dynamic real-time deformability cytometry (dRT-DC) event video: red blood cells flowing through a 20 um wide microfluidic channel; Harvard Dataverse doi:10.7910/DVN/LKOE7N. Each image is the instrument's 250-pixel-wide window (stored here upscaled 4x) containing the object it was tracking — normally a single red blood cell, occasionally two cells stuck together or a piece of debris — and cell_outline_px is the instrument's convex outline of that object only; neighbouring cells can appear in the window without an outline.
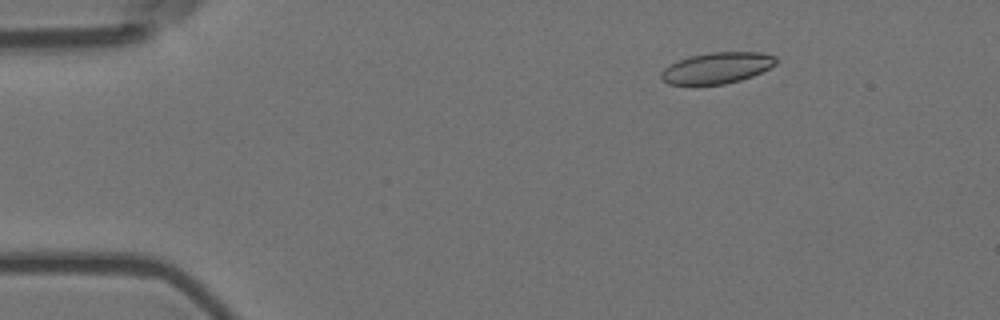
{"species": "Egyptian fruit bat (a non-hibernating species)", "species_latin": "Rousettus aegyptiacus", "temperature_condition": "room temperature", "stored_images_in_passage": 50, "camera_frame_rate_fps": 3000, "um_per_image_px": 0.085, "animal": {"sex": "female"}, "frame": {"image": 1, "passage_image": 1, "time_ms": 0.0, "image_size_px": [1000, 320], "cell_outline_px": [[776, 64], [752, 76], [740, 80], [724, 84], [668, 84], [660, 80], [660, 72], [664, 68], [680, 60], [692, 56], [712, 52], [760, 52], [776, 56]], "centroid_in_image_um": [60.93, 5.78], "position_along_channel_um": 24.1, "area_um2": 20.58}}
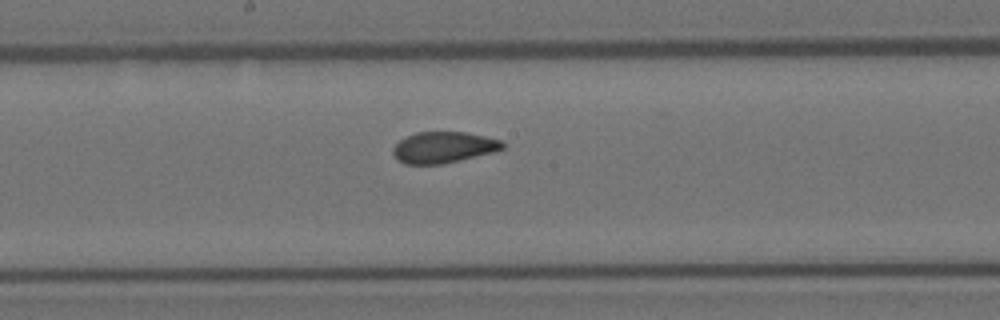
{"frame": {"image": 2, "passage_image": 23, "time_ms": 7.333, "image_size_px": [1000, 320], "cell_outline_px": [[504, 148], [496, 152], [460, 160], [440, 164], [404, 164], [392, 152], [392, 148], [400, 140], [416, 132], [464, 132], [504, 140]], "centroid_in_image_um": [37.74, 12.52], "position_along_channel_um": 210.5, "area_um2": 19.88}}
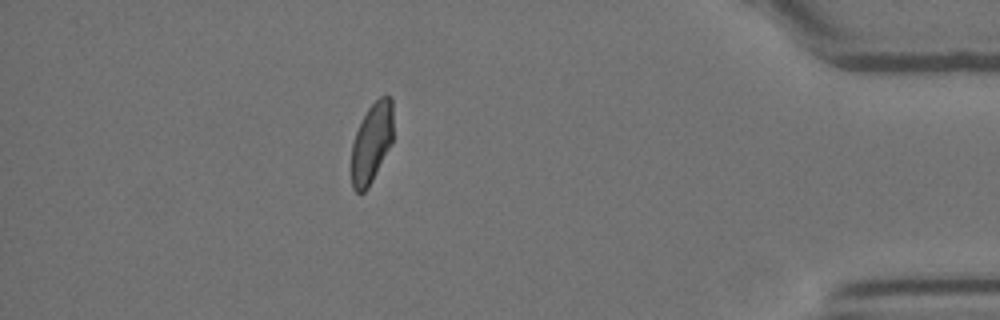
{"frame": {"image": 3, "passage_image": 43, "time_ms": 14.0, "image_size_px": [1000, 320], "cell_outline_px": [[392, 144], [368, 188], [364, 192], [356, 192], [352, 188], [352, 144], [356, 132], [368, 108], [380, 96], [392, 96]], "centroid_in_image_um": [31.6, 12.15], "position_along_channel_um": 403.6, "area_um2": 19.31}, "authors_computed_cell_mechanics": {"area_um2": 20.6924, "velocity_mm_per_s": 3.562, "shape_relaxation_time_tau1_ms": null, "shape_relaxation_time_tau2_ms": 1.0876, "deformation_change_tau1": null, "deformation_change_tau2": 0.0536}}